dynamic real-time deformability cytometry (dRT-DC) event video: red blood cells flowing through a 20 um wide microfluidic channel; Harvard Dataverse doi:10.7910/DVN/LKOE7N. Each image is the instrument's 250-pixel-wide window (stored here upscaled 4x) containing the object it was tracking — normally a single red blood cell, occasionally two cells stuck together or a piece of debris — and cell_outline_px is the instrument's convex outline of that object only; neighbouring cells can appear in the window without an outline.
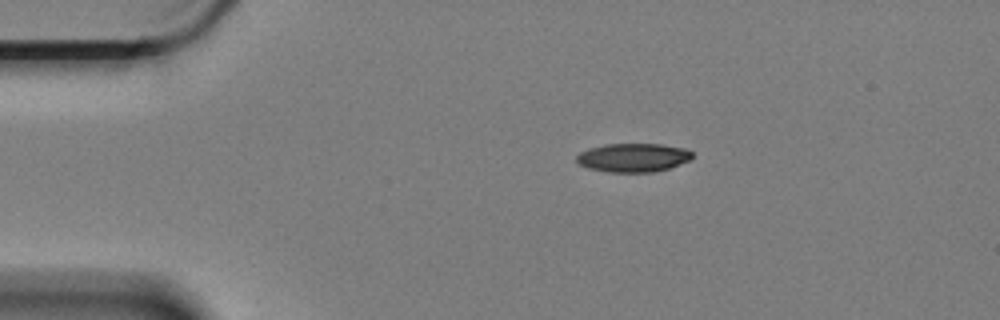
{"species": "Egyptian fruit bat (a non-hibernating species)", "species_latin": "Rousettus aegyptiacus", "temperature_condition": "cold", "stored_images_in_passage": 49, "camera_frame_rate_fps": 3000, "um_per_image_px": 0.085, "animal": {"sex": "female"}, "frame": {"image": 1, "passage_image": 1, "time_ms": 0.0, "image_size_px": [1000, 320], "cell_outline_px": [[692, 156], [688, 160], [668, 168], [652, 172], [612, 172], [588, 168], [580, 164], [576, 160], [576, 156], [580, 152], [588, 148], [604, 144], [660, 144], [684, 148], [692, 152]], "centroid_in_image_um": [53.78, 13.38], "position_along_channel_um": 31.2, "area_um2": 19.13}}
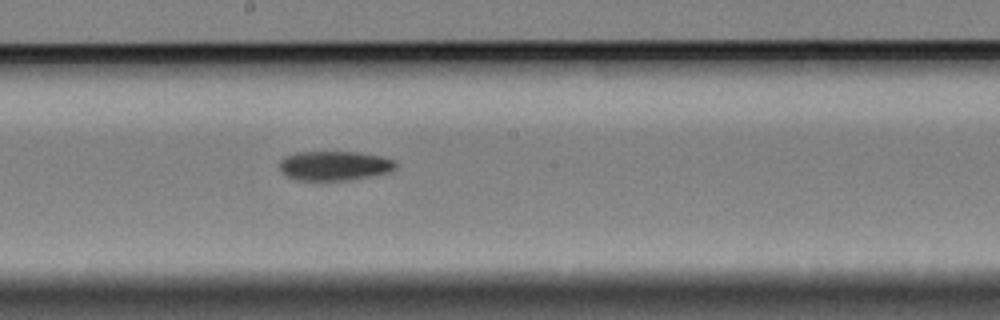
{"frame": {"image": 2, "passage_image": 22, "time_ms": 7.0, "image_size_px": [1000, 320], "cell_outline_px": [[396, 168], [388, 172], [372, 176], [348, 180], [296, 180], [288, 176], [280, 168], [280, 160], [296, 152], [356, 152], [380, 156], [396, 160]], "centroid_in_image_um": [28.46, 14.08], "position_along_channel_um": 219.7, "area_um2": 19.77}}
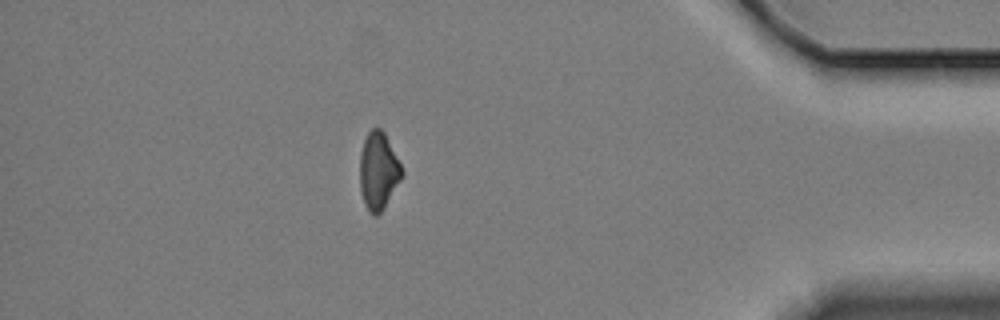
{"frame": {"image": 3, "passage_image": 42, "time_ms": 13.667, "image_size_px": [1000, 320], "cell_outline_px": [[404, 176], [380, 212], [376, 216], [372, 216], [364, 204], [360, 188], [360, 156], [364, 140], [368, 132], [372, 128], [380, 128], [384, 132], [404, 172]], "centroid_in_image_um": [32.16, 14.54], "position_along_channel_um": 403.0, "area_um2": 18.79}, "authors_computed_cell_mechanics": {"area_um2": 19.941, "velocity_mm_per_s": 3.363, "shape_relaxation_time_tau1_ms": 4.4894, "shape_relaxation_time_tau2_ms": null, "deformation_change_tau1": 0.1362, "deformation_change_tau2": null}}